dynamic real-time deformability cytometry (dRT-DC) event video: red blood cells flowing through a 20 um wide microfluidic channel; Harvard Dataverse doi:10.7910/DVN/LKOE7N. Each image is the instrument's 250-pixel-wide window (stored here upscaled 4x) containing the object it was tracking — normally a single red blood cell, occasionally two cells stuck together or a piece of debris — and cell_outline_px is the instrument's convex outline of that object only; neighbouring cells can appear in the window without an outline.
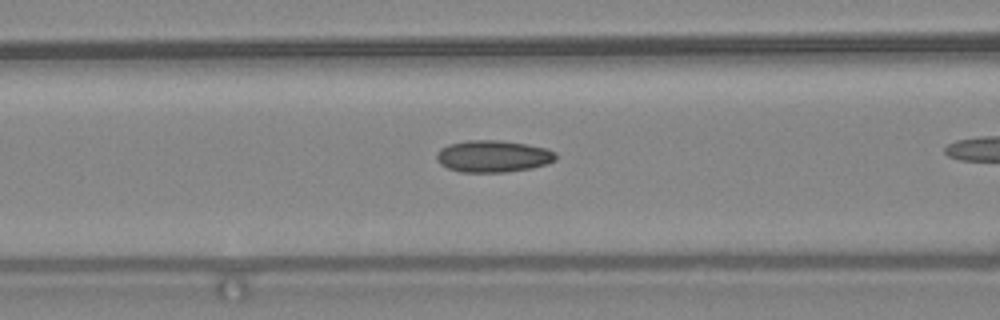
{"species": "common noctule bat (a hibernating species)", "species_latin": "Nyctalus noctula", "temperature_condition": "warm", "stored_images_in_passage": 9, "camera_frame_rate_fps": 3000, "um_per_image_px": 0.085, "animal": {"sex": "female", "body_mass_g": 24.6, "forearm_length_mm": 56.2}, "frame": {"image": 1, "passage_image": 8, "time_ms": 2.333, "image_size_px": [1000, 320], "cell_outline_px": [[556, 160], [548, 164], [532, 168], [508, 172], [460, 172], [448, 168], [440, 164], [436, 160], [436, 152], [440, 148], [448, 144], [468, 140], [500, 140], [528, 144], [548, 148], [556, 152]], "centroid_in_image_um": [41.92, 13.28], "position_along_channel_um": 124.7, "area_um2": 22.54}}